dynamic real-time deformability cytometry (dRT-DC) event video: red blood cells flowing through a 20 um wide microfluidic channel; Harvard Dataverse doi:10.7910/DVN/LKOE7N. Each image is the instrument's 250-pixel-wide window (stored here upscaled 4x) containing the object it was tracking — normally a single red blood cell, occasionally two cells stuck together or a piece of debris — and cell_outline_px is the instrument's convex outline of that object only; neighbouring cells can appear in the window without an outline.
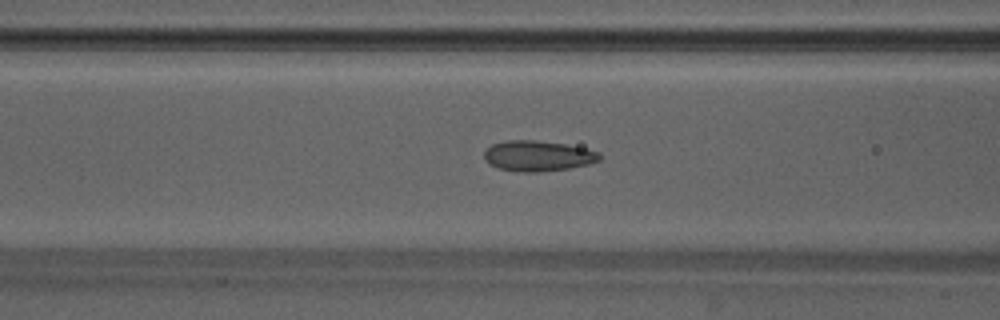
{"species": "Egyptian fruit bat (a non-hibernating species)", "species_latin": "Rousettus aegyptiacus", "temperature_condition": "warm", "stored_images_in_passage": 34, "camera_frame_rate_fps": 3000, "um_per_image_px": 0.085, "animal": {"sex": "male"}, "frame": {"image": 1, "passage_image": 5, "time_ms": 1.333, "image_size_px": [1000, 320], "cell_outline_px": [[600, 160], [588, 164], [568, 168], [540, 172], [516, 172], [496, 168], [484, 160], [484, 152], [492, 144], [508, 140], [532, 140], [564, 144], [584, 148], [600, 152]], "centroid_in_image_um": [45.68, 13.26], "position_along_channel_um": 120.9, "area_um2": 20.52}}
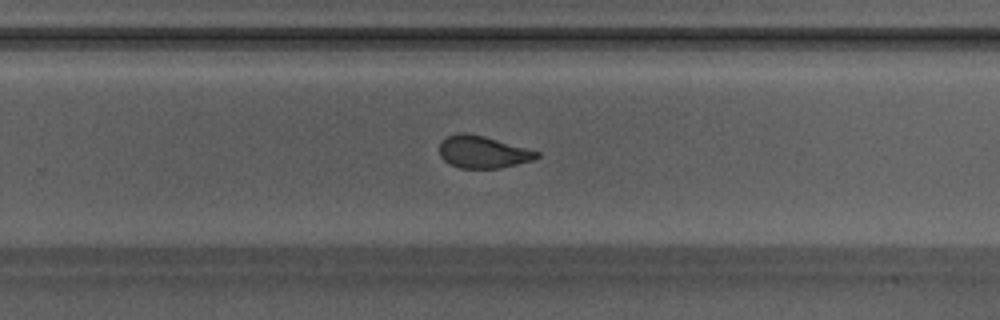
{"frame": {"image": 2, "passage_image": 17, "time_ms": 5.333, "image_size_px": [1000, 320], "cell_outline_px": [[540, 156], [532, 160], [500, 168], [460, 168], [444, 160], [440, 156], [440, 140], [456, 132], [468, 132], [484, 136], [540, 152]], "centroid_in_image_um": [41.01, 12.9], "position_along_channel_um": 288.8, "area_um2": 18.21}}
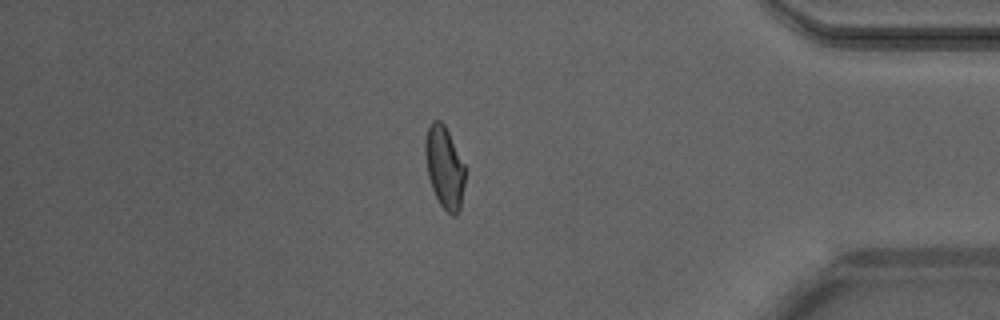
{"frame": {"image": 3, "passage_image": 27, "time_ms": 8.667, "image_size_px": [1000, 320], "cell_outline_px": [[464, 184], [460, 208], [456, 216], [452, 216], [440, 204], [432, 188], [428, 176], [424, 152], [424, 144], [428, 128], [432, 120], [440, 120], [444, 124], [464, 164]], "centroid_in_image_um": [37.76, 14.22], "position_along_channel_um": 397.4, "area_um2": 18.79}}